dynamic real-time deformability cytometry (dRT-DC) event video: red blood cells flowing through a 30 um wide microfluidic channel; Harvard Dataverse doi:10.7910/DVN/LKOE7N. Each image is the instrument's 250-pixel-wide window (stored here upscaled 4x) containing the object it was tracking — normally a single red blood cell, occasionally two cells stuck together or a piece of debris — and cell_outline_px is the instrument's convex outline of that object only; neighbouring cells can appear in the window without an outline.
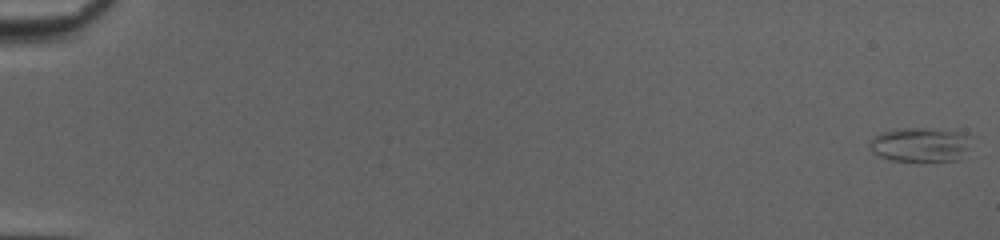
{"species": "common noctule bat (a hibernating species)", "species_latin": "Nyctalus noctula", "temperature_condition": "cold", "stored_images_in_passage": 52, "camera_frame_rate_fps": 3000, "um_per_image_px": 0.085, "animal": {"sex": "female", "body_mass_g": 20.0, "forearm_length_mm": 54.0}, "frame": {"image": 1, "passage_image": 1, "time_ms": 0.0, "image_size_px": [1000, 240], "cell_outline_px": [[968, 132], [964, 148], [956, 160], [892, 160], [880, 156], [872, 152], [868, 144], [872, 136], [880, 132], [900, 128], [932, 128]], "centroid_in_image_um": [78.09, 12.25], "position_along_channel_um": 6.9, "area_um2": 19.83}}
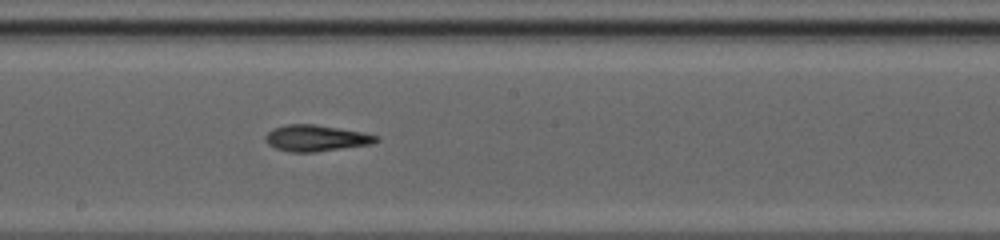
{"frame": {"image": 2, "passage_image": 31, "time_ms": 10.0, "image_size_px": [1000, 240], "cell_outline_px": [[380, 140], [372, 144], [316, 152], [288, 152], [276, 148], [268, 144], [264, 140], [264, 136], [272, 128], [284, 124], [316, 124], [364, 132], [380, 136]], "centroid_in_image_um": [26.87, 11.73], "position_along_channel_um": 221.3, "area_um2": 17.28}}
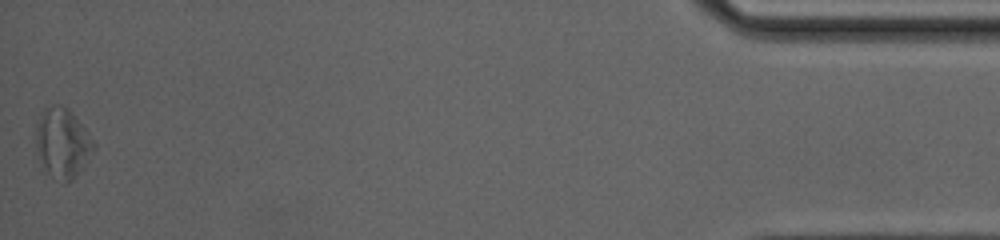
{"frame": {"image": 3, "passage_image": 52, "time_ms": 17.0, "image_size_px": [1000, 240], "cell_outline_px": [[96, 144], [84, 164], [76, 176], [68, 184], [64, 184], [40, 168], [36, 148], [36, 124], [44, 108], [52, 104], [60, 104], [68, 108], [72, 112], [88, 132]], "centroid_in_image_um": [5.27, 12.17], "position_along_channel_um": 429.9, "area_um2": 23.76}, "authors_computed_cell_mechanics": {"area_um2": 17.7446, "velocity_mm_per_s": 4.157, "shape_relaxation_time_tau1_ms": 3.5574, "shape_relaxation_time_tau2_ms": 6.3119, "deformation_change_tau1": 0.1321, "deformation_change_tau2": 0.2083}}